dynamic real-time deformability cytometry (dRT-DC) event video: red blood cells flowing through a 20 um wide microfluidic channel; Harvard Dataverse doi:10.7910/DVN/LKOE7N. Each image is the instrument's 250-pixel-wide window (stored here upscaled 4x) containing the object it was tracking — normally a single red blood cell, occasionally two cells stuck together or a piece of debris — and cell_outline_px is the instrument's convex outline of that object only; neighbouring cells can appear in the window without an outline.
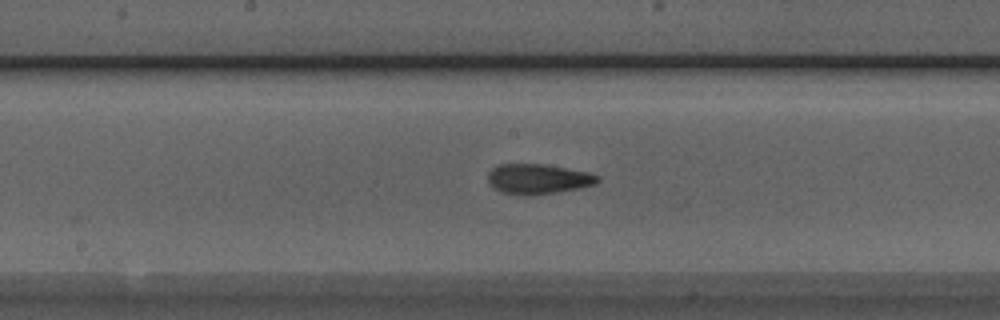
{"species": "Egyptian fruit bat (a non-hibernating species)", "species_latin": "Rousettus aegyptiacus", "temperature_condition": "room temperature", "stored_images_in_passage": 7, "camera_frame_rate_fps": 3000, "um_per_image_px": 0.085, "animal": {"sex": "male"}, "frame": {"image": 1, "passage_image": 6, "time_ms": 1.667, "image_size_px": [1000, 320], "cell_outline_px": [[600, 180], [596, 184], [580, 188], [556, 192], [524, 196], [500, 192], [492, 188], [488, 180], [488, 172], [496, 164], [548, 164], [588, 172], [600, 176]], "centroid_in_image_um": [45.72, 15.21], "position_along_channel_um": 202.5, "area_um2": 19.54}}
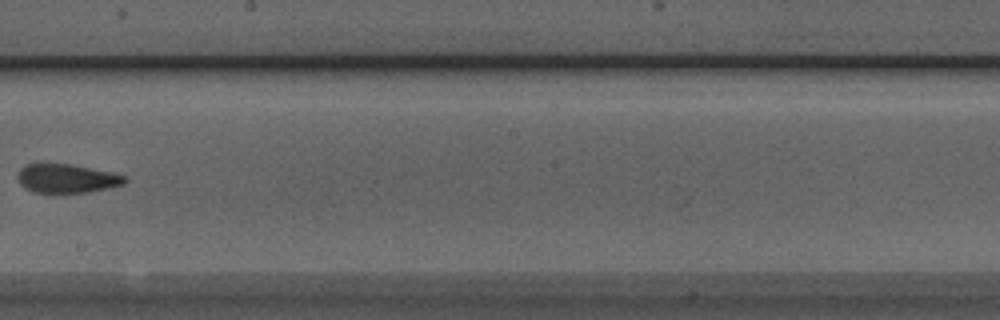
{"frame": {"image": 2, "passage_image": 7, "time_ms": 2.0, "image_size_px": [1000, 320], "cell_outline_px": [[128, 180], [124, 184], [108, 188], [88, 192], [32, 192], [24, 188], [20, 184], [16, 176], [16, 172], [20, 168], [36, 160], [40, 160], [72, 164], [112, 172], [128, 176]], "centroid_in_image_um": [5.61, 15.11], "position_along_channel_um": 242.6, "area_um2": 18.84}}